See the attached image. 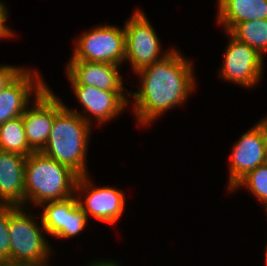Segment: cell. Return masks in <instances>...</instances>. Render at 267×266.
<instances>
[{
    "label": "cell",
    "mask_w": 267,
    "mask_h": 266,
    "mask_svg": "<svg viewBox=\"0 0 267 266\" xmlns=\"http://www.w3.org/2000/svg\"><path fill=\"white\" fill-rule=\"evenodd\" d=\"M28 66L0 64V92L8 87Z\"/></svg>",
    "instance_id": "21"
},
{
    "label": "cell",
    "mask_w": 267,
    "mask_h": 266,
    "mask_svg": "<svg viewBox=\"0 0 267 266\" xmlns=\"http://www.w3.org/2000/svg\"><path fill=\"white\" fill-rule=\"evenodd\" d=\"M88 264V265H87ZM85 266H121L122 264L119 263V260H116L115 258L112 260L110 259H101V257L97 260L90 261V263H87Z\"/></svg>",
    "instance_id": "23"
},
{
    "label": "cell",
    "mask_w": 267,
    "mask_h": 266,
    "mask_svg": "<svg viewBox=\"0 0 267 266\" xmlns=\"http://www.w3.org/2000/svg\"><path fill=\"white\" fill-rule=\"evenodd\" d=\"M79 175L41 152L31 153L25 163V207L34 210L49 201L75 195Z\"/></svg>",
    "instance_id": "3"
},
{
    "label": "cell",
    "mask_w": 267,
    "mask_h": 266,
    "mask_svg": "<svg viewBox=\"0 0 267 266\" xmlns=\"http://www.w3.org/2000/svg\"><path fill=\"white\" fill-rule=\"evenodd\" d=\"M0 266H34L24 262L0 261Z\"/></svg>",
    "instance_id": "25"
},
{
    "label": "cell",
    "mask_w": 267,
    "mask_h": 266,
    "mask_svg": "<svg viewBox=\"0 0 267 266\" xmlns=\"http://www.w3.org/2000/svg\"><path fill=\"white\" fill-rule=\"evenodd\" d=\"M0 150L29 156L34 151L29 147L22 116L0 125Z\"/></svg>",
    "instance_id": "18"
},
{
    "label": "cell",
    "mask_w": 267,
    "mask_h": 266,
    "mask_svg": "<svg viewBox=\"0 0 267 266\" xmlns=\"http://www.w3.org/2000/svg\"><path fill=\"white\" fill-rule=\"evenodd\" d=\"M47 86L22 115L29 147L41 152L50 136L55 115L65 106L62 98Z\"/></svg>",
    "instance_id": "11"
},
{
    "label": "cell",
    "mask_w": 267,
    "mask_h": 266,
    "mask_svg": "<svg viewBox=\"0 0 267 266\" xmlns=\"http://www.w3.org/2000/svg\"><path fill=\"white\" fill-rule=\"evenodd\" d=\"M90 174L79 176L75 196L80 208L92 220L116 226L125 213L127 203L125 192L115 186H98Z\"/></svg>",
    "instance_id": "7"
},
{
    "label": "cell",
    "mask_w": 267,
    "mask_h": 266,
    "mask_svg": "<svg viewBox=\"0 0 267 266\" xmlns=\"http://www.w3.org/2000/svg\"><path fill=\"white\" fill-rule=\"evenodd\" d=\"M140 7L132 12L124 23L126 55L125 63L135 74L142 68L161 61L171 54L176 46L163 49L160 37L148 16ZM172 47V48H171Z\"/></svg>",
    "instance_id": "5"
},
{
    "label": "cell",
    "mask_w": 267,
    "mask_h": 266,
    "mask_svg": "<svg viewBox=\"0 0 267 266\" xmlns=\"http://www.w3.org/2000/svg\"><path fill=\"white\" fill-rule=\"evenodd\" d=\"M253 125L240 134L230 148L226 183L228 193L250 171L267 163L261 128L257 123Z\"/></svg>",
    "instance_id": "12"
},
{
    "label": "cell",
    "mask_w": 267,
    "mask_h": 266,
    "mask_svg": "<svg viewBox=\"0 0 267 266\" xmlns=\"http://www.w3.org/2000/svg\"><path fill=\"white\" fill-rule=\"evenodd\" d=\"M262 131V136H263V143H264V148H265V153L267 156V114L266 116L262 117L259 119V121L256 122Z\"/></svg>",
    "instance_id": "24"
},
{
    "label": "cell",
    "mask_w": 267,
    "mask_h": 266,
    "mask_svg": "<svg viewBox=\"0 0 267 266\" xmlns=\"http://www.w3.org/2000/svg\"><path fill=\"white\" fill-rule=\"evenodd\" d=\"M9 205H0V261H11Z\"/></svg>",
    "instance_id": "20"
},
{
    "label": "cell",
    "mask_w": 267,
    "mask_h": 266,
    "mask_svg": "<svg viewBox=\"0 0 267 266\" xmlns=\"http://www.w3.org/2000/svg\"><path fill=\"white\" fill-rule=\"evenodd\" d=\"M229 33L238 41L267 57V19H254L236 24Z\"/></svg>",
    "instance_id": "17"
},
{
    "label": "cell",
    "mask_w": 267,
    "mask_h": 266,
    "mask_svg": "<svg viewBox=\"0 0 267 266\" xmlns=\"http://www.w3.org/2000/svg\"><path fill=\"white\" fill-rule=\"evenodd\" d=\"M67 61L64 73L70 86H92L105 91H130L124 87L125 77L121 75L123 66L83 60Z\"/></svg>",
    "instance_id": "14"
},
{
    "label": "cell",
    "mask_w": 267,
    "mask_h": 266,
    "mask_svg": "<svg viewBox=\"0 0 267 266\" xmlns=\"http://www.w3.org/2000/svg\"><path fill=\"white\" fill-rule=\"evenodd\" d=\"M82 110L64 105L92 127L104 126L129 109V91H105L92 86H70ZM94 122V123H93ZM94 124V125H93Z\"/></svg>",
    "instance_id": "9"
},
{
    "label": "cell",
    "mask_w": 267,
    "mask_h": 266,
    "mask_svg": "<svg viewBox=\"0 0 267 266\" xmlns=\"http://www.w3.org/2000/svg\"><path fill=\"white\" fill-rule=\"evenodd\" d=\"M26 156L0 150V204L25 207Z\"/></svg>",
    "instance_id": "15"
},
{
    "label": "cell",
    "mask_w": 267,
    "mask_h": 266,
    "mask_svg": "<svg viewBox=\"0 0 267 266\" xmlns=\"http://www.w3.org/2000/svg\"><path fill=\"white\" fill-rule=\"evenodd\" d=\"M216 20L224 32L236 24L254 19H267V0H217Z\"/></svg>",
    "instance_id": "16"
},
{
    "label": "cell",
    "mask_w": 267,
    "mask_h": 266,
    "mask_svg": "<svg viewBox=\"0 0 267 266\" xmlns=\"http://www.w3.org/2000/svg\"><path fill=\"white\" fill-rule=\"evenodd\" d=\"M6 2L0 0V40H11L16 36V32H14V29L10 28L9 24L7 25L6 22L9 19L10 10L5 4ZM9 10V11H8Z\"/></svg>",
    "instance_id": "22"
},
{
    "label": "cell",
    "mask_w": 267,
    "mask_h": 266,
    "mask_svg": "<svg viewBox=\"0 0 267 266\" xmlns=\"http://www.w3.org/2000/svg\"><path fill=\"white\" fill-rule=\"evenodd\" d=\"M246 189L267 210V163L258 166L244 176L229 193H236L239 189Z\"/></svg>",
    "instance_id": "19"
},
{
    "label": "cell",
    "mask_w": 267,
    "mask_h": 266,
    "mask_svg": "<svg viewBox=\"0 0 267 266\" xmlns=\"http://www.w3.org/2000/svg\"><path fill=\"white\" fill-rule=\"evenodd\" d=\"M42 225L48 236L60 241L78 237L88 227L89 219L73 195L60 201H49L39 207ZM57 238V239H56Z\"/></svg>",
    "instance_id": "10"
},
{
    "label": "cell",
    "mask_w": 267,
    "mask_h": 266,
    "mask_svg": "<svg viewBox=\"0 0 267 266\" xmlns=\"http://www.w3.org/2000/svg\"><path fill=\"white\" fill-rule=\"evenodd\" d=\"M39 69L27 67L0 92V125L22 116L27 107L49 85Z\"/></svg>",
    "instance_id": "13"
},
{
    "label": "cell",
    "mask_w": 267,
    "mask_h": 266,
    "mask_svg": "<svg viewBox=\"0 0 267 266\" xmlns=\"http://www.w3.org/2000/svg\"><path fill=\"white\" fill-rule=\"evenodd\" d=\"M177 48L161 61L135 73L139 85L135 91H129V98L133 99L129 101V109L139 127H150L167 111L187 105L188 98L198 89L193 58Z\"/></svg>",
    "instance_id": "1"
},
{
    "label": "cell",
    "mask_w": 267,
    "mask_h": 266,
    "mask_svg": "<svg viewBox=\"0 0 267 266\" xmlns=\"http://www.w3.org/2000/svg\"><path fill=\"white\" fill-rule=\"evenodd\" d=\"M121 27L102 23L83 31L74 38L69 60L126 65L125 29L124 25Z\"/></svg>",
    "instance_id": "6"
},
{
    "label": "cell",
    "mask_w": 267,
    "mask_h": 266,
    "mask_svg": "<svg viewBox=\"0 0 267 266\" xmlns=\"http://www.w3.org/2000/svg\"><path fill=\"white\" fill-rule=\"evenodd\" d=\"M93 128L64 106L54 117L49 139L41 153L68 166L79 176H85L90 172L87 154Z\"/></svg>",
    "instance_id": "2"
},
{
    "label": "cell",
    "mask_w": 267,
    "mask_h": 266,
    "mask_svg": "<svg viewBox=\"0 0 267 266\" xmlns=\"http://www.w3.org/2000/svg\"><path fill=\"white\" fill-rule=\"evenodd\" d=\"M223 52V61L218 70L220 80L252 90L264 79L265 60L260 53L249 45L238 41L229 32Z\"/></svg>",
    "instance_id": "8"
},
{
    "label": "cell",
    "mask_w": 267,
    "mask_h": 266,
    "mask_svg": "<svg viewBox=\"0 0 267 266\" xmlns=\"http://www.w3.org/2000/svg\"><path fill=\"white\" fill-rule=\"evenodd\" d=\"M265 251H264V264L265 266H267V243L264 247Z\"/></svg>",
    "instance_id": "26"
},
{
    "label": "cell",
    "mask_w": 267,
    "mask_h": 266,
    "mask_svg": "<svg viewBox=\"0 0 267 266\" xmlns=\"http://www.w3.org/2000/svg\"><path fill=\"white\" fill-rule=\"evenodd\" d=\"M29 210L24 206L9 205L11 261L52 266L50 259L57 254L56 250L50 245L39 212L32 213V208Z\"/></svg>",
    "instance_id": "4"
}]
</instances>
